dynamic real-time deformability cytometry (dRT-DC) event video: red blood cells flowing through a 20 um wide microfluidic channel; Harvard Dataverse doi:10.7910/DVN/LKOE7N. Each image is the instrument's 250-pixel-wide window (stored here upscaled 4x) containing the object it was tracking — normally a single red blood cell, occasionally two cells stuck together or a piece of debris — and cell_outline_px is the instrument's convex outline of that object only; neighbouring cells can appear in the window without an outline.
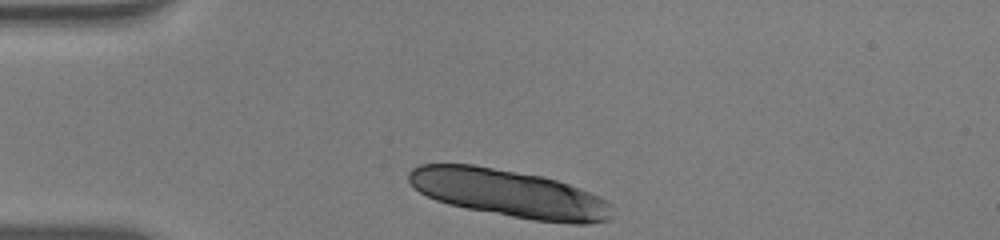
{"species": "human", "species_latin": "Homo sapiens", "temperature_condition": "warm", "stored_images_in_passage": 32, "segment_of_instrument_passage": [1, 2], "camera_frame_rate_fps": 3000, "um_per_image_px": 0.085, "donor": {"sex": "male"}, "frame": {"image": 1, "passage_image": 1, "time_ms": 0.0, "image_size_px": [1000, 240], "cell_outline_px": [[612, 216], [608, 220], [588, 224], [572, 224], [532, 220], [468, 208], [448, 204], [436, 200], [412, 188], [408, 180], [408, 172], [412, 168], [420, 164], [472, 164], [540, 176], [556, 180], [580, 188], [600, 196], [612, 204]], "centroid_in_image_um": [43.29, 16.45], "position_along_channel_um": 41.7, "area_um2": 56.41}}